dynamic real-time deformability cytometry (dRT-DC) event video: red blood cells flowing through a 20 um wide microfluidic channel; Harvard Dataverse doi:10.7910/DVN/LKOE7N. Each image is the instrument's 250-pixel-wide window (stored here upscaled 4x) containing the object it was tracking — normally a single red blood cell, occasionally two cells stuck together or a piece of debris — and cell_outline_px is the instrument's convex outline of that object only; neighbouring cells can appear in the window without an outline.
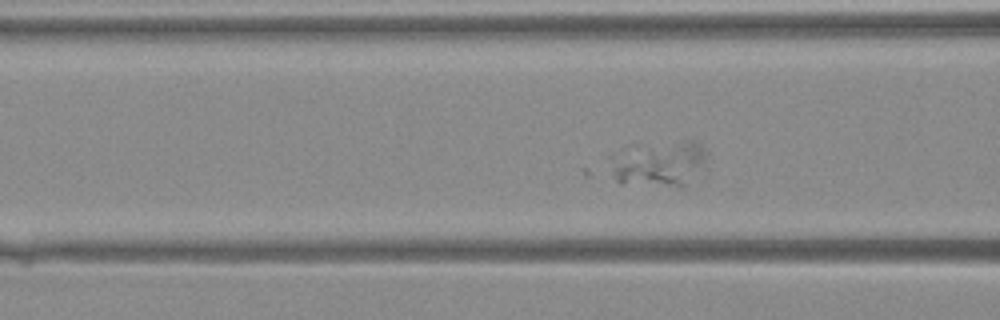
{"species": "Egyptian fruit bat (a non-hibernating species)", "species_latin": "Rousettus aegyptiacus", "temperature_condition": "warm", "stored_images_in_passage": 33, "segment_of_instrument_passage": [1, 2], "camera_frame_rate_fps": 3000, "um_per_image_px": 0.085, "animal": {"sex": "female"}, "frame": {"image": 1, "passage_image": 7, "time_ms": 2.0, "image_size_px": [1000, 320], "cell_outline_px": [[704, 160], [684, 184], [680, 188], [620, 184], [616, 180], [612, 172], [608, 156], [624, 148], [688, 140], [700, 144], [704, 156]], "centroid_in_image_um": [55.86, 13.94], "position_along_channel_um": 110.7, "area_um2": 25.14}}
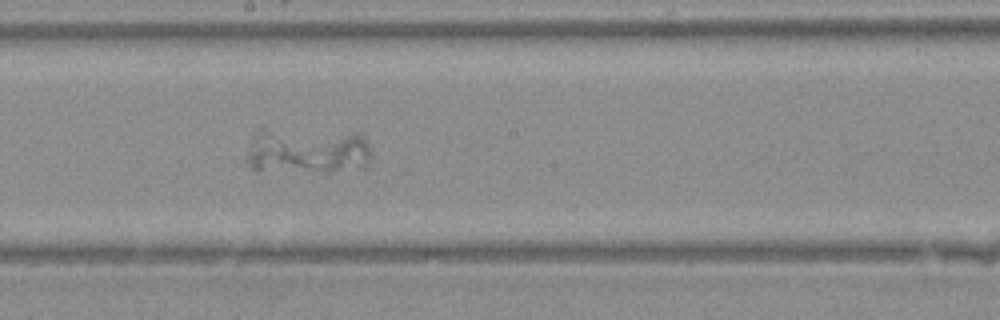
{"frame": {"image": 2, "passage_image": 16, "time_ms": 5.0, "image_size_px": [1000, 320], "cell_outline_px": [[368, 160], [364, 168], [256, 172], [248, 164], [248, 156], [252, 132], [260, 124], [364, 136], [368, 144]], "centroid_in_image_um": [25.91, 12.74], "position_along_channel_um": 222.3, "area_um2": 33.81}}
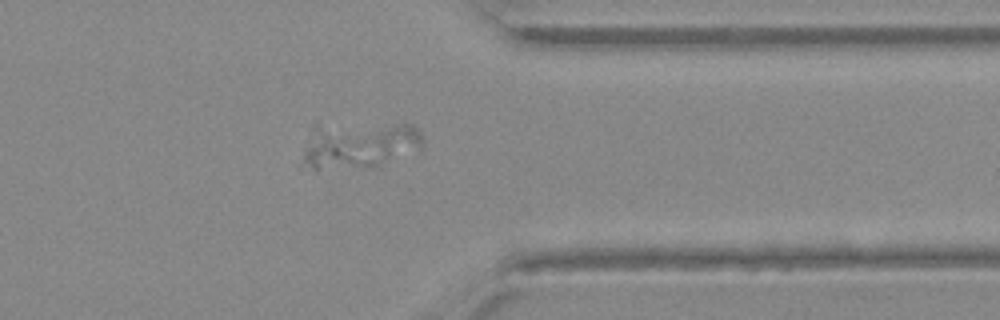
{"frame": {"image": 3, "passage_image": 29, "time_ms": 9.333, "image_size_px": [1000, 320], "cell_outline_px": [[420, 148], [376, 168], [316, 168], [304, 160], [304, 156], [324, 136], [404, 124], [412, 124], [420, 132]], "centroid_in_image_um": [30.98, 12.55], "position_along_channel_um": 380.4, "area_um2": 26.47}}